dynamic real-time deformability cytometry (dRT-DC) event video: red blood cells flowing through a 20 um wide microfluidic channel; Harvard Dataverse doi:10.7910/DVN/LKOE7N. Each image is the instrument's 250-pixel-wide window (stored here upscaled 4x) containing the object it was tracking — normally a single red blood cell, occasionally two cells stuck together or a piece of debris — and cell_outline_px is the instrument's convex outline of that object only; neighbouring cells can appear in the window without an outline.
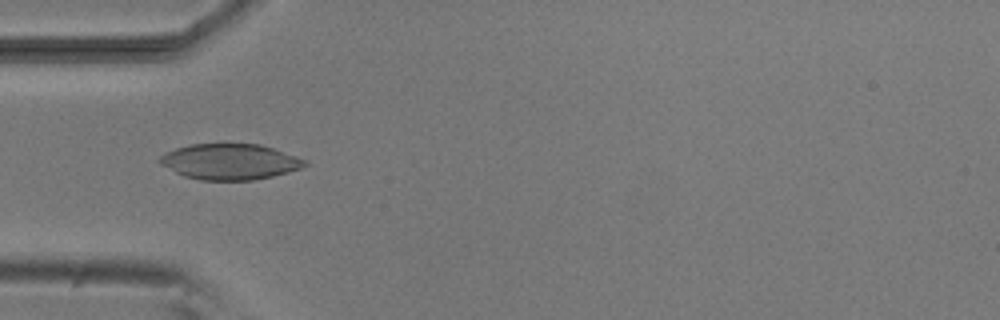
{"species": "common noctule bat (a hibernating species)", "species_latin": "Nyctalus noctula", "temperature_condition": "room temperature", "stored_images_in_passage": 4, "camera_frame_rate_fps": 3000, "um_per_image_px": 0.085, "animal": {"sex": "male", "body_mass_g": 20.5, "forearm_length_mm": 52.5}, "frame": {"image": 1, "passage_image": 3, "time_ms": 3.0, "image_size_px": [1000, 320], "cell_outline_px": [[308, 164], [300, 168], [288, 172], [272, 176], [252, 180], [200, 180], [184, 176], [160, 164], [156, 160], [164, 152], [176, 148], [192, 144], [260, 144], [296, 156], [304, 160]], "centroid_in_image_um": [19.49, 13.74], "position_along_channel_um": 65.5, "area_um2": 30.06}}
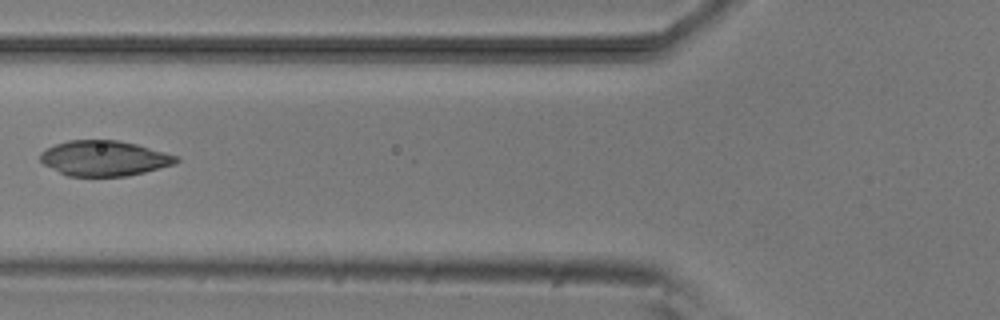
{"frame": {"image": 2, "passage_image": 4, "time_ms": 4.333, "image_size_px": [1000, 320], "cell_outline_px": [[180, 160], [176, 164], [128, 176], [68, 176], [44, 164], [40, 160], [40, 152], [56, 144], [68, 140], [116, 140], [136, 144], [180, 156]], "centroid_in_image_um": [8.9, 13.45], "position_along_channel_um": 116.9, "area_um2": 27.92}}